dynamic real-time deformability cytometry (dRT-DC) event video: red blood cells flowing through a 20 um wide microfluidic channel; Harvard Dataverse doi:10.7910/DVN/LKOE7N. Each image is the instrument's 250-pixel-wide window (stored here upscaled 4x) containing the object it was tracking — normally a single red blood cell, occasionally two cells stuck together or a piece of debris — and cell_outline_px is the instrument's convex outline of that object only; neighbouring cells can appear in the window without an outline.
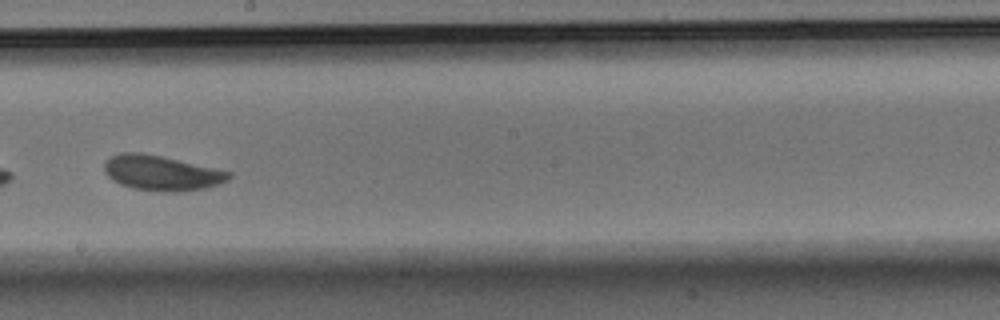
{"species": "Egyptian fruit bat (a non-hibernating species)", "species_latin": "Rousettus aegyptiacus", "temperature_condition": "warm", "stored_images_in_passage": 36, "camera_frame_rate_fps": 3000, "um_per_image_px": 0.085, "animal": {"sex": "male"}, "frame": {"image": 1, "passage_image": 21, "time_ms": 6.667, "image_size_px": [1000, 320], "cell_outline_px": [[232, 176], [228, 180], [220, 184], [204, 188], [180, 192], [160, 192], [132, 188], [120, 184], [112, 180], [104, 172], [104, 164], [112, 156], [120, 152], [140, 152], [160, 156], [232, 172]], "centroid_in_image_um": [13.73, 14.72], "position_along_channel_um": 234.5, "area_um2": 25.43}}